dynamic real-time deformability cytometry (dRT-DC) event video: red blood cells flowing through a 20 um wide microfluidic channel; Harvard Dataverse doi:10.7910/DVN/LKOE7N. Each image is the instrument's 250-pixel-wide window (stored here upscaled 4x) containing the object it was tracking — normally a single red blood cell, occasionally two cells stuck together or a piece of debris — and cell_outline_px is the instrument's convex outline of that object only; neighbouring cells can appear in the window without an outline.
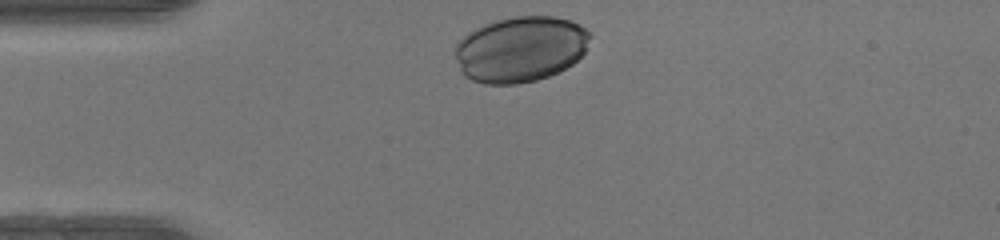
{"species": "human", "species_latin": "Homo sapiens", "temperature_condition": "warm", "stored_images_in_passage": 29, "camera_frame_rate_fps": 3000, "um_per_image_px": 0.085, "donor": {"sex": "female"}, "frame": {"image": 1, "passage_image": 1, "time_ms": 0.0, "image_size_px": [1000, 240], "cell_outline_px": [[592, 36], [584, 52], [572, 64], [548, 76], [536, 80], [516, 84], [484, 84], [472, 80], [464, 76], [460, 72], [456, 60], [456, 44], [468, 32], [484, 24], [496, 20], [512, 16], [556, 16], [572, 20], [580, 24]], "centroid_in_image_um": [44.23, 4.17], "position_along_channel_um": 40.8, "area_um2": 51.85}}
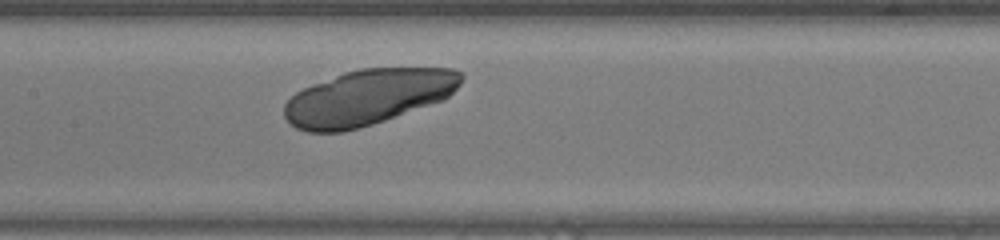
{"frame": {"image": 2, "passage_image": 13, "time_ms": 4.0, "image_size_px": [1000, 240], "cell_outline_px": [[464, 76], [460, 84], [444, 100], [372, 124], [344, 132], [308, 132], [296, 128], [284, 116], [284, 104], [296, 92], [312, 84], [344, 72], [360, 68], [452, 68], [460, 72]], "centroid_in_image_um": [31.27, 8.26], "position_along_channel_um": 176.1, "area_um2": 57.11}}
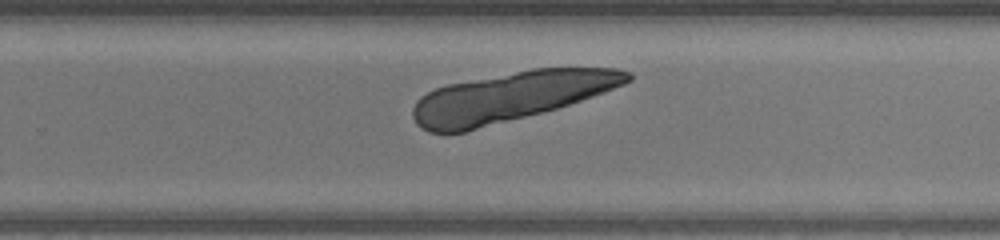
{"frame": {"image": 3, "passage_image": 21, "time_ms": 6.667, "image_size_px": [1000, 240], "cell_outline_px": [[632, 80], [624, 84], [604, 92], [556, 108], [464, 132], [428, 132], [420, 128], [416, 124], [412, 116], [412, 108], [416, 100], [420, 96], [436, 88], [448, 84], [532, 68], [616, 68], [632, 72]], "centroid_in_image_um": [43.36, 8.21], "position_along_channel_um": 286.4, "area_um2": 61.44}}